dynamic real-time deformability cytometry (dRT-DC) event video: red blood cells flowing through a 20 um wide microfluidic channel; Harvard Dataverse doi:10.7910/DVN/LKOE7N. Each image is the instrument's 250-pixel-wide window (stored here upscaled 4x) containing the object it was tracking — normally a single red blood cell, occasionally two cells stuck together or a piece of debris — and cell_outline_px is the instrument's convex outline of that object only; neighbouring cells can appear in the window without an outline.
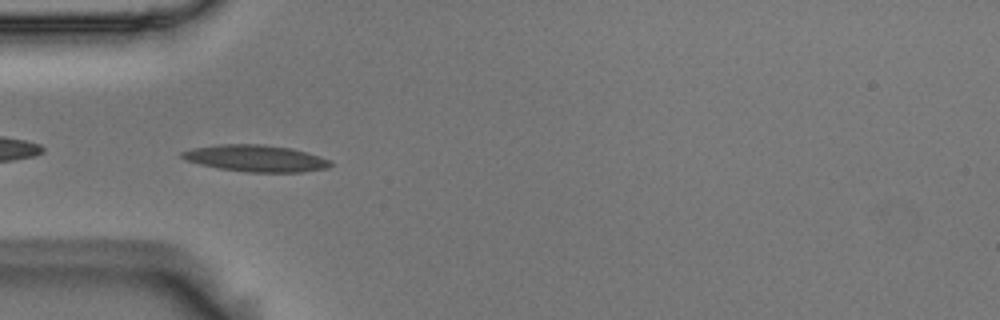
{"species": "Egyptian fruit bat (a non-hibernating species)", "species_latin": "Rousettus aegyptiacus", "temperature_condition": "room temperature", "stored_images_in_passage": 40, "camera_frame_rate_fps": 3000, "um_per_image_px": 0.085, "animal": {"sex": "male"}, "frame": {"image": 1, "passage_image": 2, "time_ms": 0.333, "image_size_px": [1000, 320], "cell_outline_px": [[332, 164], [328, 168], [300, 172], [248, 172], [220, 168], [200, 164], [184, 160], [180, 156], [180, 152], [192, 148], [216, 144], [264, 144], [292, 148], [320, 156], [332, 160]], "centroid_in_image_um": [21.74, 13.45], "position_along_channel_um": 63.3, "area_um2": 23.24}}
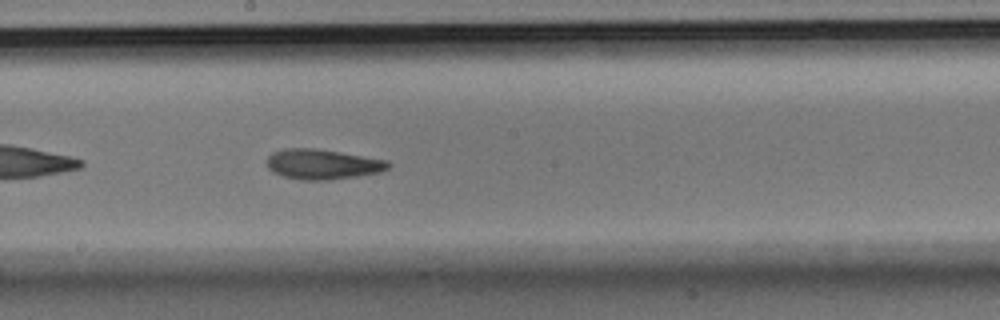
{"frame": {"image": 2, "passage_image": 15, "time_ms": 4.667, "image_size_px": [1000, 320], "cell_outline_px": [[392, 164], [388, 168], [380, 172], [356, 176], [328, 180], [300, 180], [284, 176], [272, 172], [268, 168], [264, 160], [272, 152], [284, 148], [316, 148], [388, 160]], "centroid_in_image_um": [27.37, 13.95], "position_along_channel_um": 220.8, "area_um2": 21.5}}
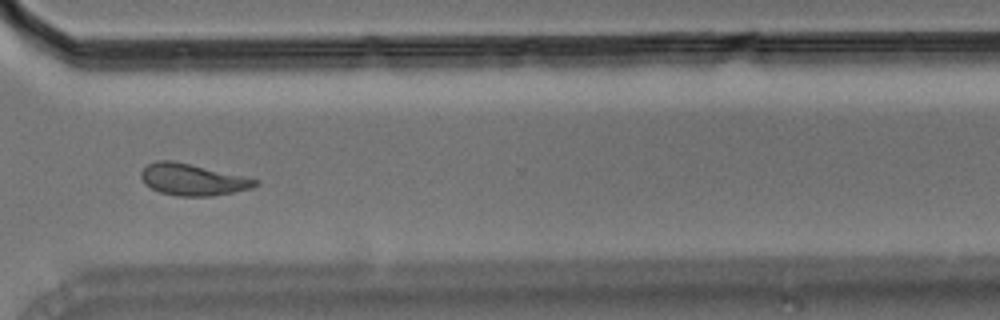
{"frame": {"image": 3, "passage_image": 26, "time_ms": 8.333, "image_size_px": [1000, 320], "cell_outline_px": [[260, 184], [252, 188], [212, 196], [176, 196], [160, 192], [144, 184], [140, 176], [140, 172], [148, 164], [156, 160], [172, 160], [260, 180]], "centroid_in_image_um": [16.35, 15.27], "position_along_channel_um": 354.2, "area_um2": 20.92}, "authors_computed_cell_mechanics": {"area_um2": 21.0103, "velocity_mm_per_s": 3.6497, "shape_relaxation_time_tau1_ms": null, "shape_relaxation_time_tau2_ms": 4.4133, "deformation_change_tau1": null, "deformation_change_tau2": 0.1161}}